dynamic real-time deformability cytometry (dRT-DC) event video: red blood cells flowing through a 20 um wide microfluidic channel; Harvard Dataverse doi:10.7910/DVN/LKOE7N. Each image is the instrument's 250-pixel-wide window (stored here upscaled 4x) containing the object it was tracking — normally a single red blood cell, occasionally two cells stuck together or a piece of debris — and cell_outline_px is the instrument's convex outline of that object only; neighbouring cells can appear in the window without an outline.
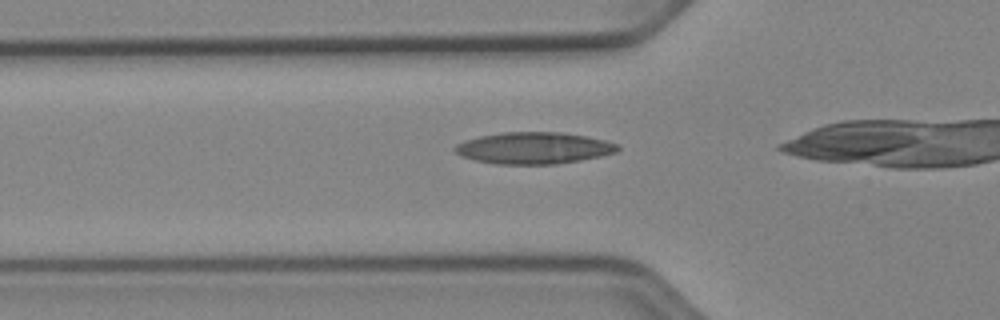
{"species": "Egyptian fruit bat (a non-hibernating species)", "species_latin": "Rousettus aegyptiacus", "temperature_condition": "cold", "stored_images_in_passage": 27, "camera_frame_rate_fps": 3000, "um_per_image_px": 0.085, "animal": {"sex": "female"}, "frame": {"image": 1, "passage_image": 3, "time_ms": 0.667, "image_size_px": [1000, 320], "cell_outline_px": [[620, 148], [616, 152], [600, 156], [580, 160], [556, 164], [496, 164], [476, 160], [460, 156], [452, 148], [456, 144], [464, 140], [480, 136], [504, 132], [560, 132], [588, 136], [620, 144]], "centroid_in_image_um": [45.37, 12.58], "position_along_channel_um": 80.4, "area_um2": 30.11}}
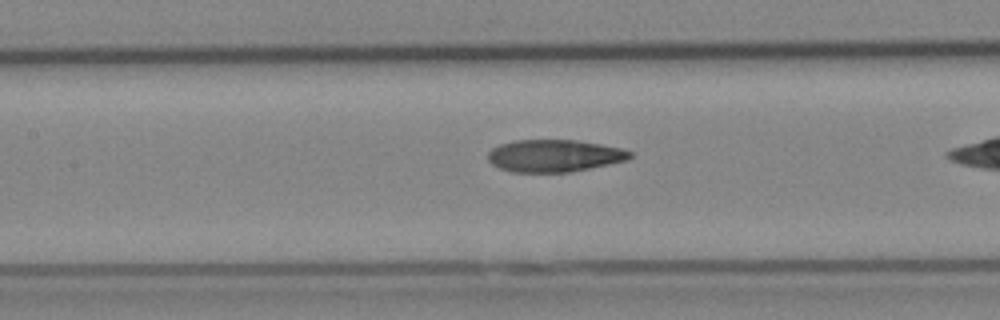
{"frame": {"image": 2, "passage_image": 9, "time_ms": 2.667, "image_size_px": [1000, 320], "cell_outline_px": [[632, 156], [628, 160], [568, 172], [512, 172], [500, 168], [492, 164], [488, 160], [488, 152], [492, 148], [500, 144], [516, 140], [576, 140], [600, 144], [620, 148], [632, 152]], "centroid_in_image_um": [47.09, 13.23], "position_along_channel_um": 160.3, "area_um2": 26.53}}
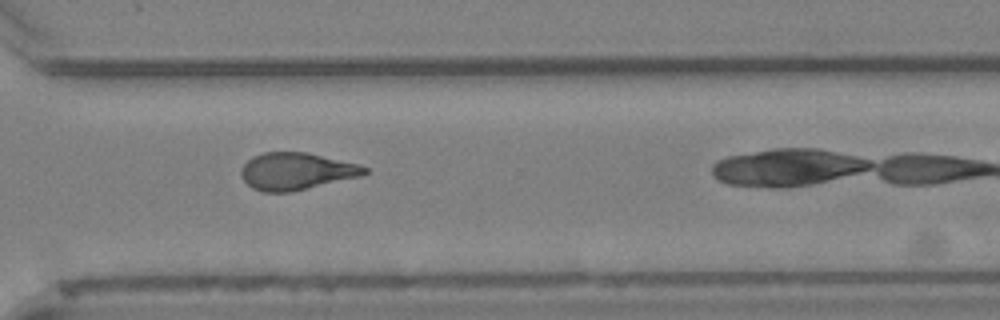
{"frame": {"image": 3, "passage_image": 23, "time_ms": 7.333, "image_size_px": [1000, 320], "cell_outline_px": [[368, 172], [360, 176], [288, 192], [264, 192], [252, 188], [240, 176], [240, 172], [244, 164], [252, 156], [264, 152], [308, 152], [356, 164], [368, 168]], "centroid_in_image_um": [25.14, 14.55], "position_along_channel_um": 345.5, "area_um2": 26.36}}